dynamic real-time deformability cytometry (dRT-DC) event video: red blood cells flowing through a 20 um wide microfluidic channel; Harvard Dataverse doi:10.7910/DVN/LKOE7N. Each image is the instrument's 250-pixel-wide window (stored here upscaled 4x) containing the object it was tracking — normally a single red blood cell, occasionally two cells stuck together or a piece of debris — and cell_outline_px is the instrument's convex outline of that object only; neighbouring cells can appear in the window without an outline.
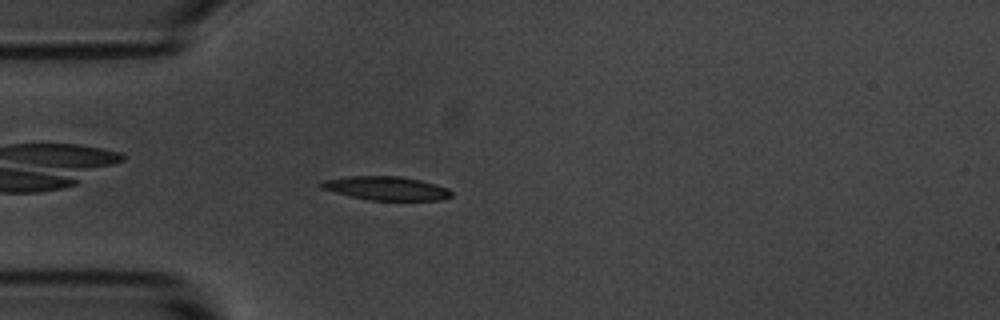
{"species": "common noctule bat (a hibernating species)", "species_latin": "Nyctalus noctula", "temperature_condition": "room temperature", "stored_images_in_passage": 1, "camera_frame_rate_fps": 3000, "um_per_image_px": 0.085, "animal": {"sex": "male", "body_mass_g": 20.1, "forearm_length_mm": 53.5}, "frame": {"image": 1, "passage_image": 1, "time_ms": 0.0, "image_size_px": [1000, 320], "cell_outline_px": [[452, 196], [444, 200], [368, 200], [320, 188], [316, 184], [320, 180], [352, 176], [400, 176], [420, 180], [436, 184], [448, 188], [452, 192]], "centroid_in_image_um": [32.82, 16.0], "position_along_channel_um": 52.2, "area_um2": 18.09}}